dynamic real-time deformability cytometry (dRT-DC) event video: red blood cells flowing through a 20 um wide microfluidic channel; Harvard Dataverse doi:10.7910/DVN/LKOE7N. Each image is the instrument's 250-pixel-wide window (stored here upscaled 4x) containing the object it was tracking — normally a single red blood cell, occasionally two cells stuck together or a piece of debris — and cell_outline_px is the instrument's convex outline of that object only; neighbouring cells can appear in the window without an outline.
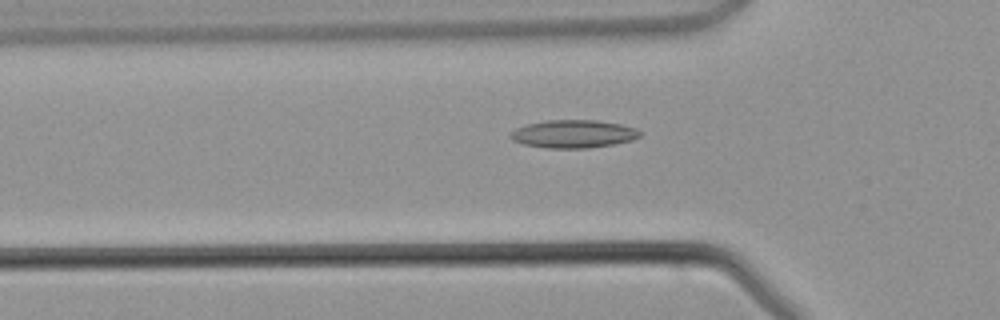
{"species": "common noctule bat (a hibernating species)", "species_latin": "Nyctalus noctula", "temperature_condition": "warm", "stored_images_in_passage": 44, "camera_frame_rate_fps": 3000, "um_per_image_px": 0.085, "animal": {"sex": "male", "body_mass_g": 21.5, "forearm_length_mm": 52.0}, "frame": {"image": 1, "passage_image": 13, "time_ms": 4.0, "image_size_px": [1000, 320], "cell_outline_px": [[640, 136], [632, 140], [612, 144], [588, 148], [548, 148], [524, 144], [512, 140], [508, 136], [516, 128], [528, 124], [548, 120], [596, 120], [620, 124], [636, 128], [640, 132]], "centroid_in_image_um": [48.73, 11.38], "position_along_channel_um": 77.1, "area_um2": 20.92}}
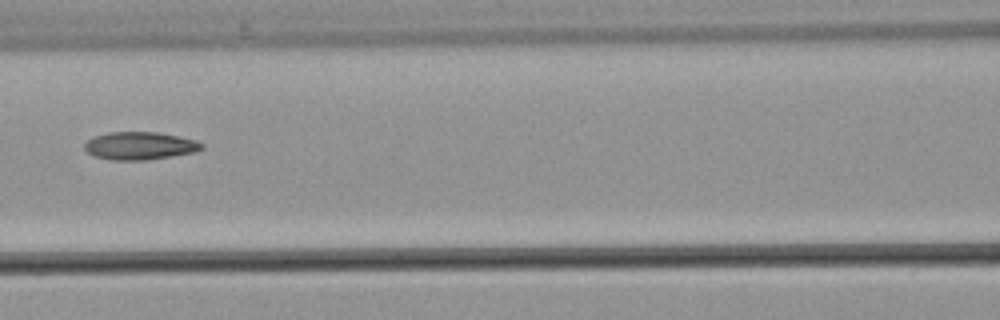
{"frame": {"image": 2, "passage_image": 18, "time_ms": 5.667, "image_size_px": [1000, 320], "cell_outline_px": [[204, 148], [196, 152], [172, 156], [144, 160], [108, 160], [92, 156], [84, 148], [84, 144], [92, 136], [108, 132], [156, 132], [196, 140], [204, 144]], "centroid_in_image_um": [11.86, 12.4], "position_along_channel_um": 154.7, "area_um2": 19.13}}
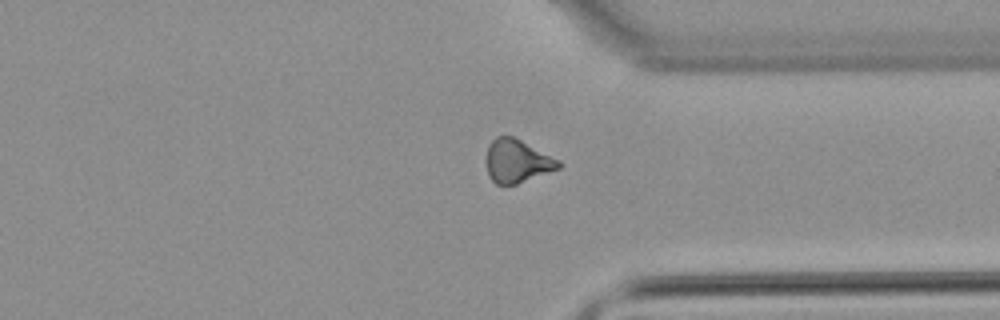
{"frame": {"image": 3, "passage_image": 32, "time_ms": 10.333, "image_size_px": [1000, 320], "cell_outline_px": [[564, 164], [560, 168], [516, 184], [496, 184], [492, 180], [488, 172], [484, 160], [488, 144], [496, 136], [512, 136], [560, 160]], "centroid_in_image_um": [43.93, 13.68], "position_along_channel_um": 367.5, "area_um2": 18.26}}